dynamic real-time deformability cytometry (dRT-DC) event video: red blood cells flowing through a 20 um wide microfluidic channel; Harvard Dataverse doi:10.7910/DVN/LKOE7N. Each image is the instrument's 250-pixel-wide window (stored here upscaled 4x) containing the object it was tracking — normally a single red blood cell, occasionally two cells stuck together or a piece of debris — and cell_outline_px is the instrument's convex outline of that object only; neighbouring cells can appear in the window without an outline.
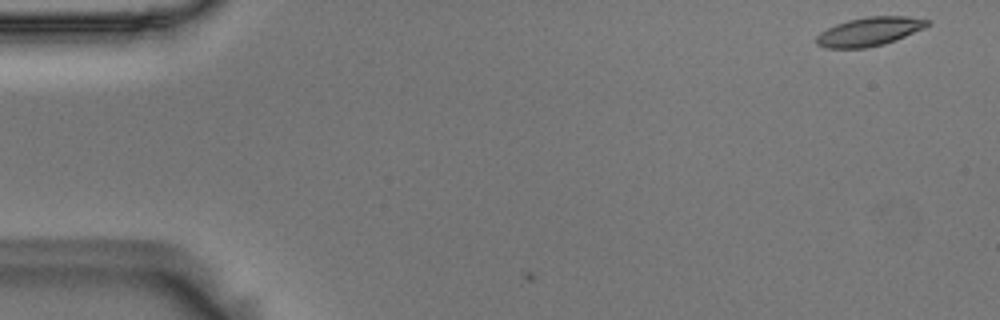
{"species": "Egyptian fruit bat (a non-hibernating species)", "species_latin": "Rousettus aegyptiacus", "temperature_condition": "room temperature", "stored_images_in_passage": 2, "camera_frame_rate_fps": 3000, "um_per_image_px": 0.085, "animal": {"sex": "male"}, "frame": {"image": 1, "passage_image": 1, "time_ms": 0.0, "image_size_px": [1000, 320], "cell_outline_px": [[932, 24], [924, 28], [896, 40], [884, 44], [864, 48], [824, 48], [816, 44], [816, 36], [820, 32], [836, 24], [848, 20], [868, 16], [908, 16], [928, 20]], "centroid_in_image_um": [73.9, 2.68], "position_along_channel_um": 11.1, "area_um2": 18.61}}